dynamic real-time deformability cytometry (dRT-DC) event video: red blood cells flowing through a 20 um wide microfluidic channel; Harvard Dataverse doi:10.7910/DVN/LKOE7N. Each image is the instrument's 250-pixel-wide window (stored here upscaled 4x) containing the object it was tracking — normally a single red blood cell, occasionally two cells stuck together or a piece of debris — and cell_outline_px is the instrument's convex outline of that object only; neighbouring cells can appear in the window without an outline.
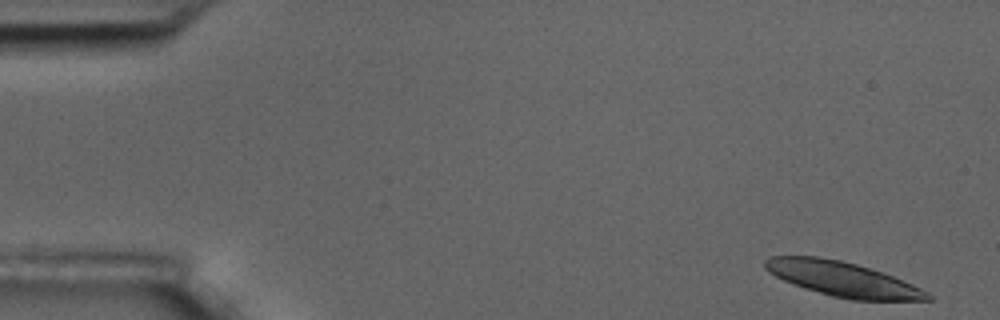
{"species": "common noctule bat (a hibernating species)", "species_latin": "Nyctalus noctula", "temperature_condition": "room temperature", "stored_images_in_passage": 5, "camera_frame_rate_fps": 3000, "um_per_image_px": 0.085, "animal": {"sex": "male", "body_mass_g": 17.5, "forearm_length_mm": 52.3}, "frame": {"image": 1, "passage_image": 1, "time_ms": 0.0, "image_size_px": [1000, 320], "cell_outline_px": [[932, 300], [852, 300], [832, 296], [804, 288], [792, 284], [768, 272], [764, 268], [764, 260], [768, 256], [820, 256], [840, 260], [856, 264], [892, 276], [912, 284], [928, 292], [932, 296]], "centroid_in_image_um": [71.58, 23.72], "position_along_channel_um": 13.4, "area_um2": 32.66}}